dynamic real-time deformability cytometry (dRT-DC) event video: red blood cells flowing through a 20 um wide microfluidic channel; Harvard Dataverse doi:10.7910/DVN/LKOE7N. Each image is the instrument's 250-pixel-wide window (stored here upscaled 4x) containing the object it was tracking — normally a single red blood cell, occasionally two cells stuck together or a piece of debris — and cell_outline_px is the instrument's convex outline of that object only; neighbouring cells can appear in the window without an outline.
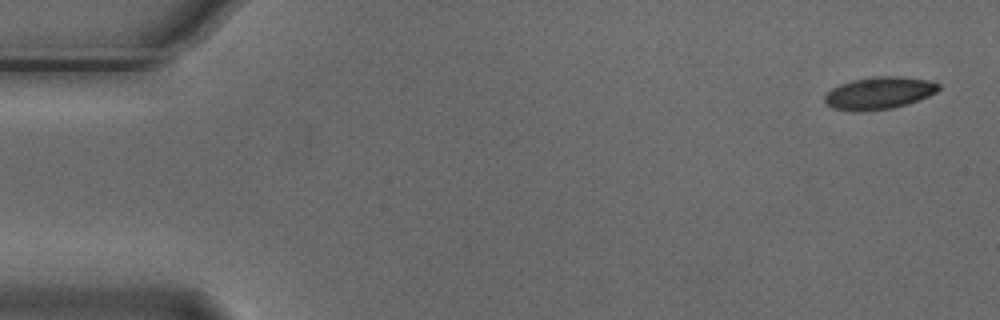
{"species": "Egyptian fruit bat (a non-hibernating species)", "species_latin": "Rousettus aegyptiacus", "temperature_condition": "cold", "stored_images_in_passage": 4, "camera_frame_rate_fps": 3000, "um_per_image_px": 0.085, "animal": {"sex": "male"}, "frame": {"image": 1, "passage_image": 1, "time_ms": 0.0, "image_size_px": [1000, 320], "cell_outline_px": [[940, 88], [936, 92], [920, 100], [908, 104], [892, 108], [832, 108], [824, 104], [824, 96], [832, 88], [840, 84], [852, 80], [872, 76], [900, 76], [928, 80], [940, 84]], "centroid_in_image_um": [74.77, 7.85], "position_along_channel_um": 10.2, "area_um2": 20.81}}